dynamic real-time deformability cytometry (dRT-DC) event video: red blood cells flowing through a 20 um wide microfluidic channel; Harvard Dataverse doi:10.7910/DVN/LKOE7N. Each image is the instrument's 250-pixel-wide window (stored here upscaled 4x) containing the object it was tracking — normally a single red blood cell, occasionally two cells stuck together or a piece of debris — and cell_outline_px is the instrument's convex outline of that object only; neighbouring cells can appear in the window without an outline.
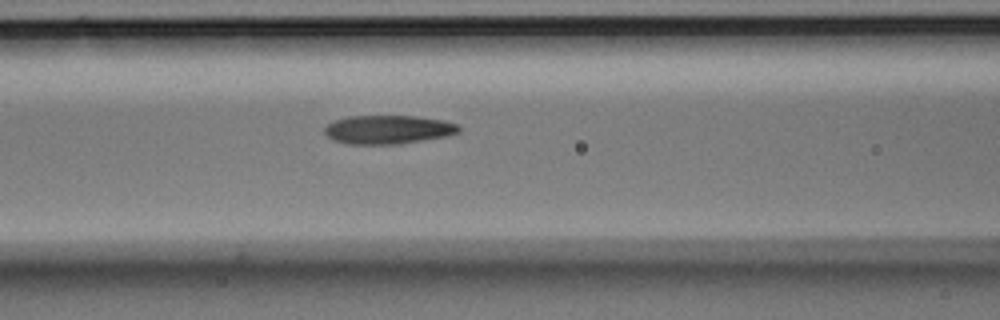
{"species": "Egyptian fruit bat (a non-hibernating species)", "species_latin": "Rousettus aegyptiacus", "temperature_condition": "room temperature", "stored_images_in_passage": 7, "camera_frame_rate_fps": 3000, "um_per_image_px": 0.085, "animal": {"sex": "male"}, "frame": {"image": 1, "passage_image": 7, "time_ms": 2.0, "image_size_px": [1000, 320], "cell_outline_px": [[460, 132], [444, 136], [396, 144], [348, 144], [332, 140], [324, 132], [324, 128], [328, 124], [336, 120], [348, 116], [416, 116], [444, 120], [456, 124], [460, 128]], "centroid_in_image_um": [32.96, 11.01], "position_along_channel_um": 133.6, "area_um2": 22.25}}